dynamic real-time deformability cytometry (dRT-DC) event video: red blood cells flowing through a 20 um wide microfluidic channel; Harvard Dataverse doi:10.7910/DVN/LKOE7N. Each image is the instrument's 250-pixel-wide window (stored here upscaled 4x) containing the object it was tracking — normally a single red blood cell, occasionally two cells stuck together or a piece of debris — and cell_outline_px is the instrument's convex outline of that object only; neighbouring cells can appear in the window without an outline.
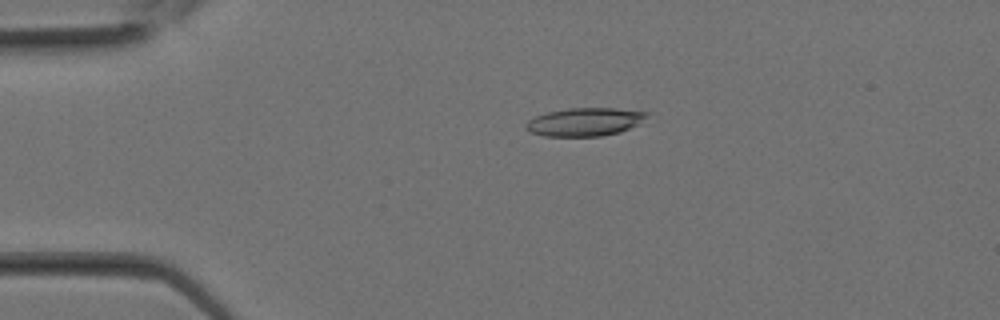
{"species": "Egyptian fruit bat (a non-hibernating species)", "species_latin": "Rousettus aegyptiacus", "temperature_condition": "room temperature", "stored_images_in_passage": 29, "camera_frame_rate_fps": 3000, "um_per_image_px": 0.085, "animal": {"sex": "female"}, "frame": {"image": 1, "passage_image": 6, "time_ms": 1.667, "image_size_px": [1000, 320], "cell_outline_px": [[648, 116], [636, 124], [620, 132], [600, 136], [544, 136], [532, 132], [524, 128], [524, 124], [528, 120], [536, 116], [548, 112], [568, 108], [616, 108], [648, 112]], "centroid_in_image_um": [49.67, 10.35], "position_along_channel_um": 35.3, "area_um2": 19.71}}
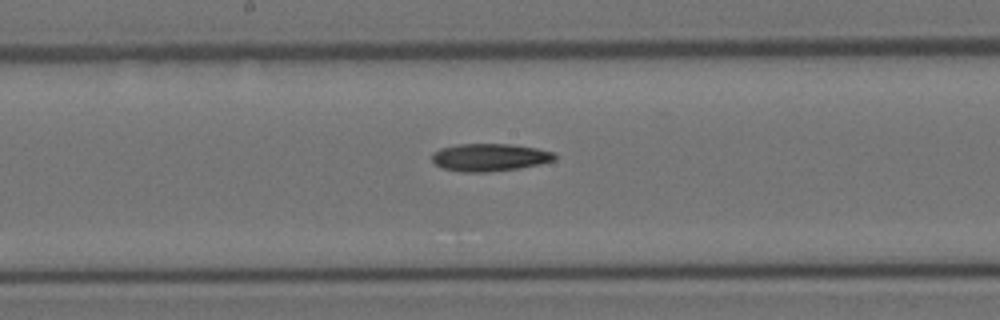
{"frame": {"image": 2, "passage_image": 15, "time_ms": 4.667, "image_size_px": [1000, 320], "cell_outline_px": [[556, 160], [540, 164], [520, 168], [488, 172], [460, 172], [444, 168], [436, 164], [432, 160], [432, 152], [440, 148], [456, 144], [512, 144], [536, 148], [556, 152]], "centroid_in_image_um": [41.64, 13.37], "position_along_channel_um": 206.6, "area_um2": 19.94}}
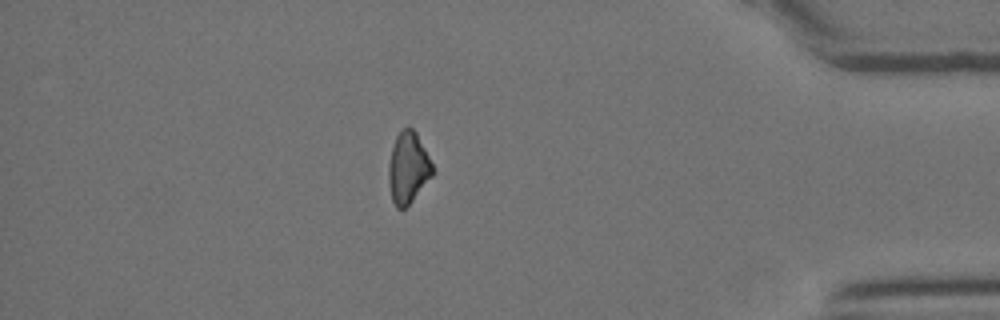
{"frame": {"image": 3, "passage_image": 25, "time_ms": 8.0, "image_size_px": [1000, 320], "cell_outline_px": [[432, 176], [412, 200], [404, 208], [396, 208], [392, 200], [388, 180], [388, 164], [392, 148], [396, 136], [408, 124], [416, 132], [432, 164]], "centroid_in_image_um": [34.66, 14.25], "position_along_channel_um": 400.5, "area_um2": 17.98}}